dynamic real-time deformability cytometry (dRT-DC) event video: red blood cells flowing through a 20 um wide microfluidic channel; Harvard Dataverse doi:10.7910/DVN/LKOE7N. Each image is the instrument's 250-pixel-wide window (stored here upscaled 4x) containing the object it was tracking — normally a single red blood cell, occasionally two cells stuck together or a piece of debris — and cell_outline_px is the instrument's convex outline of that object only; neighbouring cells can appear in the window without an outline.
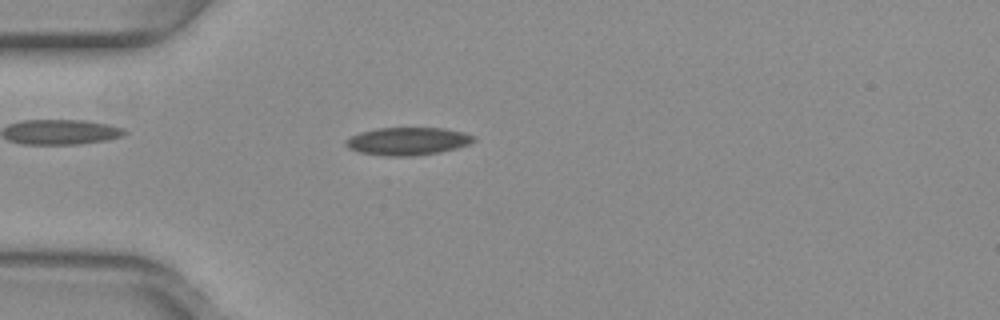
{"species": "common noctule bat (a hibernating species)", "species_latin": "Nyctalus noctula", "temperature_condition": "warm", "stored_images_in_passage": 51, "camera_frame_rate_fps": 3000, "um_per_image_px": 0.085, "animal": {"sex": "female", "body_mass_g": 29.2, "forearm_length_mm": 56.3}, "frame": {"image": 1, "passage_image": 14, "time_ms": 4.333, "image_size_px": [1000, 320], "cell_outline_px": [[476, 140], [468, 144], [456, 148], [440, 152], [412, 156], [384, 156], [360, 152], [348, 148], [344, 144], [344, 140], [360, 132], [376, 128], [444, 128], [464, 132], [476, 136]], "centroid_in_image_um": [34.65, 12.0], "position_along_channel_um": 50.3, "area_um2": 20.81}}
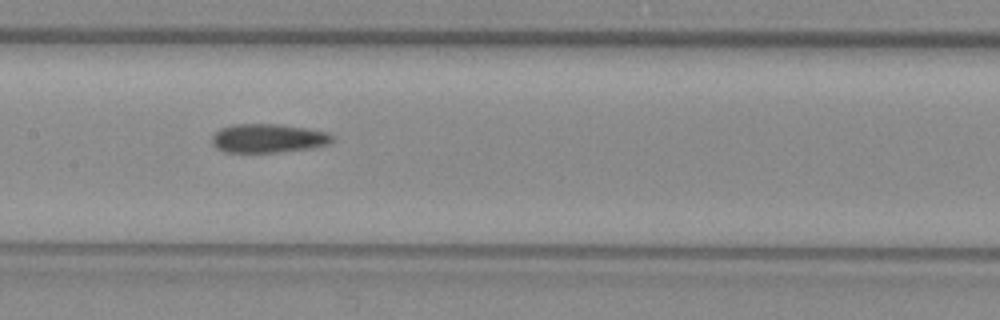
{"frame": {"image": 2, "passage_image": 25, "time_ms": 8.0, "image_size_px": [1000, 320], "cell_outline_px": [[336, 136], [328, 144], [312, 148], [276, 152], [224, 152], [216, 148], [212, 144], [212, 136], [220, 128], [232, 124], [280, 124], [308, 128], [328, 132]], "centroid_in_image_um": [22.8, 11.74], "position_along_channel_um": 184.6, "area_um2": 20.4}}
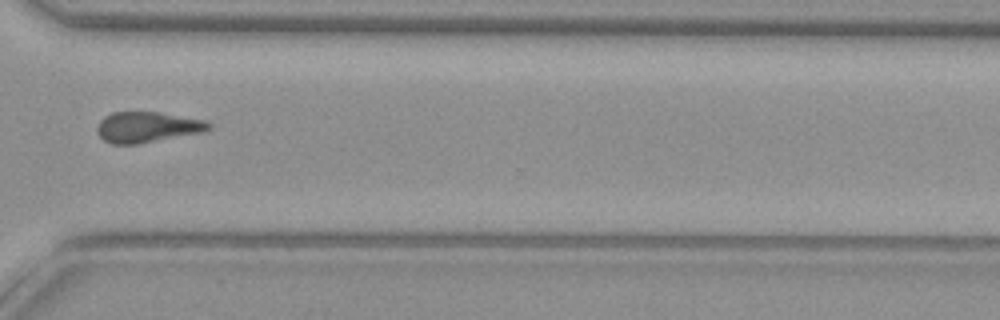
{"frame": {"image": 3, "passage_image": 38, "time_ms": 12.333, "image_size_px": [1000, 320], "cell_outline_px": [[212, 128], [204, 132], [140, 144], [112, 144], [104, 140], [96, 132], [96, 128], [100, 120], [104, 116], [112, 112], [160, 112], [204, 120], [212, 124]], "centroid_in_image_um": [12.52, 10.81], "position_along_channel_um": 358.1, "area_um2": 20.17}, "authors_computed_cell_mechanics": {"area_um2": 20.4612, "velocity_mm_per_s": 4.0007, "shape_relaxation_time_tau1_ms": null, "shape_relaxation_time_tau2_ms": 8.6507, "deformation_change_tau1": null, "deformation_change_tau2": 0.1759}}